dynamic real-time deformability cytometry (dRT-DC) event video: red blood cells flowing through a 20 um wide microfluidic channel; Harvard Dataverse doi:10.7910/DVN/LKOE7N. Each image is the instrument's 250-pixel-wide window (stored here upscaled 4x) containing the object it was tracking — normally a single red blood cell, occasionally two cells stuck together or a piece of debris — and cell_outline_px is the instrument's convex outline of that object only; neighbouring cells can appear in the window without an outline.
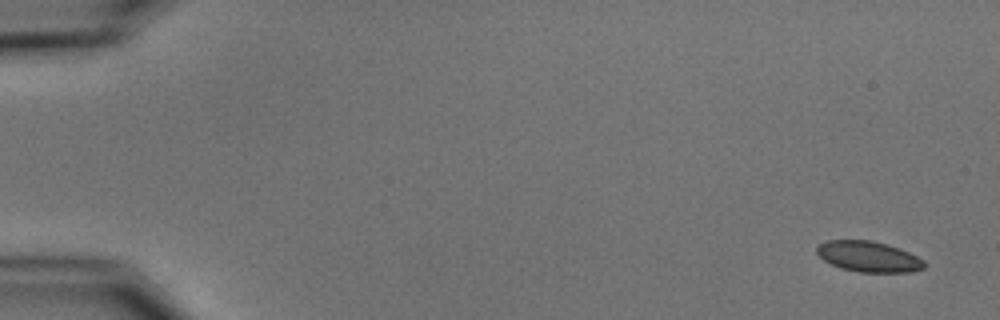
{"species": "common noctule bat (a hibernating species)", "species_latin": "Nyctalus noctula", "temperature_condition": "cold", "stored_images_in_passage": 5, "camera_frame_rate_fps": 3000, "um_per_image_px": 0.085, "animal": {"sex": "male", "body_mass_g": 15.6}, "frame": {"image": 1, "passage_image": 1, "time_ms": 0.0, "image_size_px": [1000, 320], "cell_outline_px": [[924, 268], [908, 272], [860, 272], [840, 268], [824, 260], [816, 252], [816, 248], [820, 244], [828, 240], [872, 240], [888, 244], [908, 252], [924, 260]], "centroid_in_image_um": [73.81, 21.8], "position_along_channel_um": 11.2, "area_um2": 19.07}}